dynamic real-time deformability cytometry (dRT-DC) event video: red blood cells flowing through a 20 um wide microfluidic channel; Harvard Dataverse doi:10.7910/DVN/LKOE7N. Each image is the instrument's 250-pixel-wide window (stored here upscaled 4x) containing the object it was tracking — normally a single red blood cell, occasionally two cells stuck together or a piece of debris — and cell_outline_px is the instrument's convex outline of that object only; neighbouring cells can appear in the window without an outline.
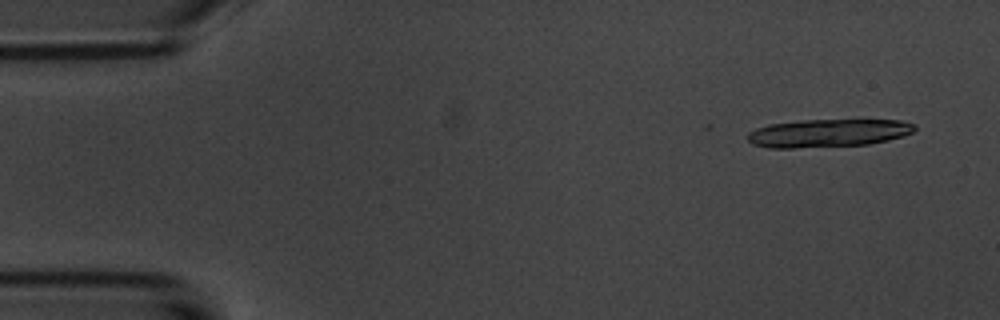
{"species": "common noctule bat (a hibernating species)", "species_latin": "Nyctalus noctula", "temperature_condition": "room temperature", "stored_images_in_passage": 5, "camera_frame_rate_fps": 3000, "um_per_image_px": 0.085, "animal": {"sex": "male", "body_mass_g": 20.1, "forearm_length_mm": 53.5}, "frame": {"image": 1, "passage_image": 1, "time_ms": 0.0, "image_size_px": [1000, 320], "cell_outline_px": [[916, 128], [912, 132], [904, 136], [888, 140], [868, 144], [796, 148], [768, 148], [752, 144], [748, 140], [748, 132], [756, 128], [768, 124], [804, 120], [900, 120], [912, 124]], "centroid_in_image_um": [70.35, 11.31], "position_along_channel_um": 14.6, "area_um2": 27.22}}
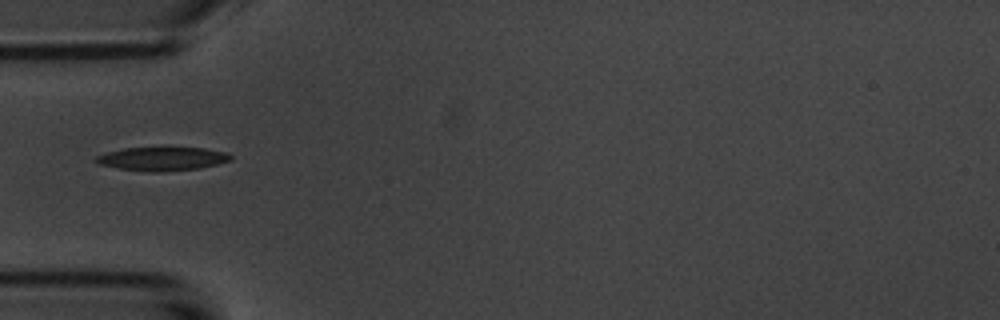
{"frame": {"image": 2, "passage_image": 5, "time_ms": 4.667, "image_size_px": [1000, 320], "cell_outline_px": [[232, 160], [200, 168], [160, 172], [152, 172], [120, 168], [100, 164], [92, 160], [96, 156], [108, 152], [124, 148], [164, 144], [204, 148], [228, 152], [232, 156]], "centroid_in_image_um": [13.82, 13.43], "position_along_channel_um": 71.2, "area_um2": 19.54}}